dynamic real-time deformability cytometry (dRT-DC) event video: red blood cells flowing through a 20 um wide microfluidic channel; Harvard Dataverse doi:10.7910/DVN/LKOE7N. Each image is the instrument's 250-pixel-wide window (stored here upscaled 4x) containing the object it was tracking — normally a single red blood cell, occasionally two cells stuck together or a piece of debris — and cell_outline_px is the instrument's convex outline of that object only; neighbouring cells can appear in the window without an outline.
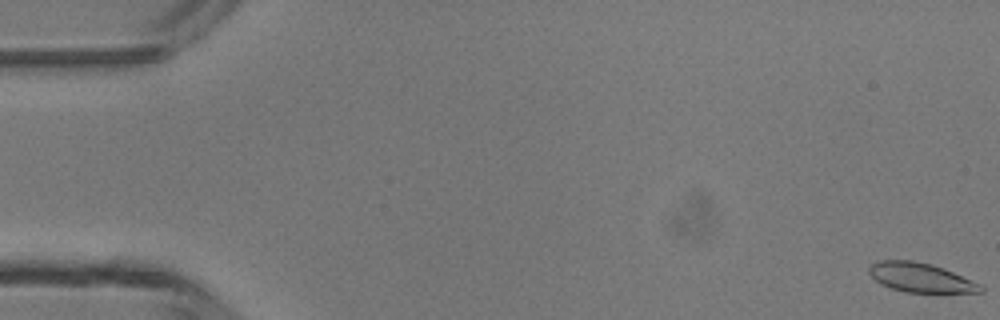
{"species": "common noctule bat (a hibernating species)", "species_latin": "Nyctalus noctula", "temperature_condition": "room temperature", "stored_images_in_passage": 48, "camera_frame_rate_fps": 3000, "um_per_image_px": 0.085, "animal": {"sex": "male", "body_mass_g": 13.3}, "frame": {"image": 1, "passage_image": 1, "time_ms": 0.0, "image_size_px": [1000, 320], "cell_outline_px": [[984, 292], [904, 292], [880, 284], [868, 272], [868, 268], [872, 264], [880, 260], [916, 260], [932, 264], [944, 268], [972, 280], [980, 284], [984, 288]], "centroid_in_image_um": [78.25, 23.58], "position_along_channel_um": 6.7, "area_um2": 19.02}}
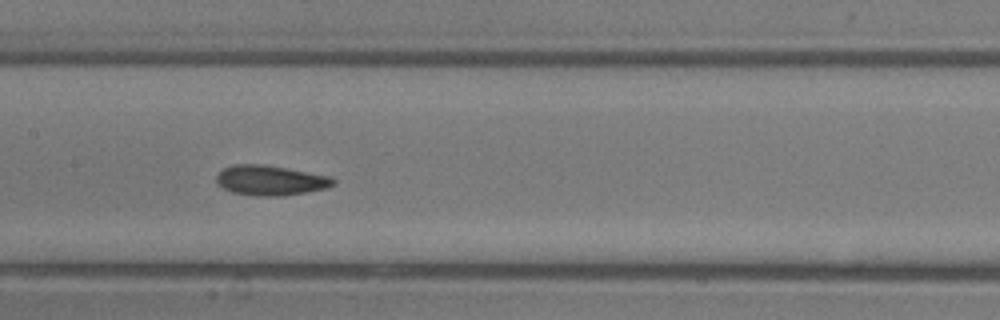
{"frame": {"image": 2, "passage_image": 24, "time_ms": 7.667, "image_size_px": [1000, 320], "cell_outline_px": [[336, 180], [328, 188], [280, 196], [256, 196], [232, 192], [216, 184], [216, 176], [224, 168], [232, 164], [260, 164], [284, 168], [328, 176]], "centroid_in_image_um": [22.93, 15.33], "position_along_channel_um": 184.5, "area_um2": 20.11}}
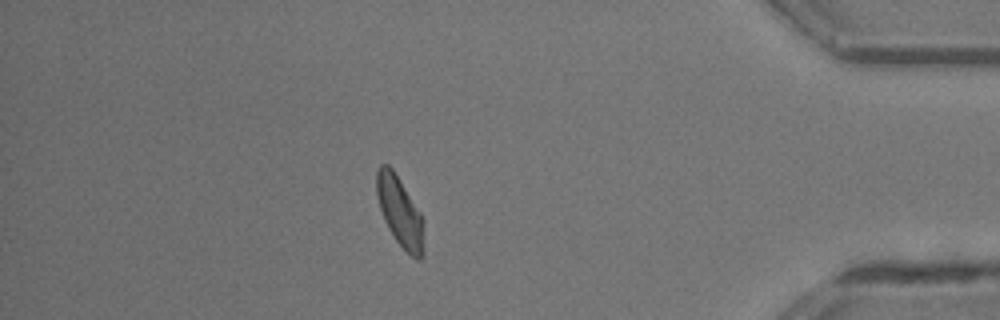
{"frame": {"image": 3, "passage_image": 42, "time_ms": 13.667, "image_size_px": [1000, 320], "cell_outline_px": [[424, 256], [420, 260], [416, 260], [396, 240], [388, 228], [384, 220], [380, 208], [376, 192], [376, 172], [380, 164], [388, 164], [392, 168], [420, 212], [424, 220]], "centroid_in_image_um": [34.01, 18.02], "position_along_channel_um": 401.2, "area_um2": 19.25}, "authors_computed_cell_mechanics": {"area_um2": 19.7098, "velocity_mm_per_s": 4.3407, "shape_relaxation_time_tau1_ms": 4.5946, "shape_relaxation_time_tau2_ms": 3.1501, "deformation_change_tau1": 0.1267, "deformation_change_tau2": 0.0875}}